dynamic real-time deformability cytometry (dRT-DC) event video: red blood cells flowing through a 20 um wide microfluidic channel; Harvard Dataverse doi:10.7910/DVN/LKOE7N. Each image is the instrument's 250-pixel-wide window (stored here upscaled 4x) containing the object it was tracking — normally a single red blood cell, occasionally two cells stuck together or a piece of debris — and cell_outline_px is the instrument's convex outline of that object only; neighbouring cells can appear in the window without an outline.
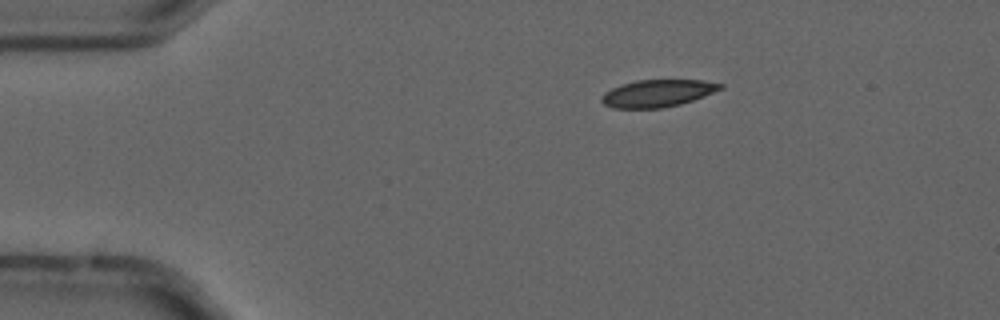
{"species": "common noctule bat (a hibernating species)", "species_latin": "Nyctalus noctula", "temperature_condition": "cold", "stored_images_in_passage": 4, "camera_frame_rate_fps": 3000, "um_per_image_px": 0.085, "animal": {"sex": "male", "forearm_length_mm": 52.5}, "frame": {"image": 1, "passage_image": 3, "time_ms": 0.667, "image_size_px": [1000, 320], "cell_outline_px": [[724, 88], [704, 96], [680, 104], [664, 108], [612, 108], [604, 104], [600, 100], [600, 96], [604, 92], [612, 88], [636, 80], [700, 80], [724, 84]], "centroid_in_image_um": [55.88, 7.93], "position_along_channel_um": 29.1, "area_um2": 18.84}}